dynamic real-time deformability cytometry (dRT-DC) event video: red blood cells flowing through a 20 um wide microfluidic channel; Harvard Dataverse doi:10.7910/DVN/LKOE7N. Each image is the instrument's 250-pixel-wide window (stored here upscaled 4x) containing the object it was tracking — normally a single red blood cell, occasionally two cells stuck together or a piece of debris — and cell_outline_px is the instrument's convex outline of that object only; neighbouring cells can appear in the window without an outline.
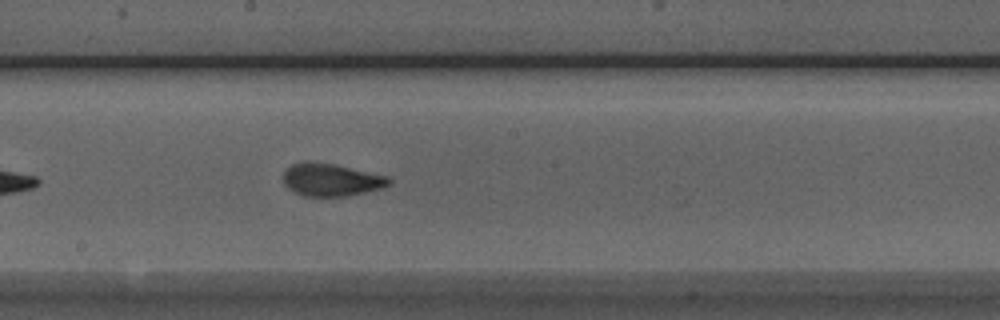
{"species": "Egyptian fruit bat (a non-hibernating species)", "species_latin": "Rousettus aegyptiacus", "temperature_condition": "room temperature", "stored_images_in_passage": 27, "camera_frame_rate_fps": 3000, "um_per_image_px": 0.085, "animal": {"sex": "male"}, "frame": {"image": 1, "passage_image": 16, "time_ms": 5.0, "image_size_px": [1000, 320], "cell_outline_px": [[392, 184], [384, 188], [348, 196], [304, 196], [292, 192], [284, 184], [284, 172], [292, 164], [304, 160], [332, 164], [388, 176], [392, 180]], "centroid_in_image_um": [28.16, 15.29], "position_along_channel_um": 220.0, "area_um2": 20.23}, "authors_computed_cell_mechanics": {"area_um2": 20.0566, "velocity_mm_per_s": 3.8853, "shape_relaxation_time_tau1_ms": 2.8049, "shape_relaxation_time_tau2_ms": 0.7868, "deformation_change_tau1": 0.1014, "deformation_change_tau2": 0.0566}}